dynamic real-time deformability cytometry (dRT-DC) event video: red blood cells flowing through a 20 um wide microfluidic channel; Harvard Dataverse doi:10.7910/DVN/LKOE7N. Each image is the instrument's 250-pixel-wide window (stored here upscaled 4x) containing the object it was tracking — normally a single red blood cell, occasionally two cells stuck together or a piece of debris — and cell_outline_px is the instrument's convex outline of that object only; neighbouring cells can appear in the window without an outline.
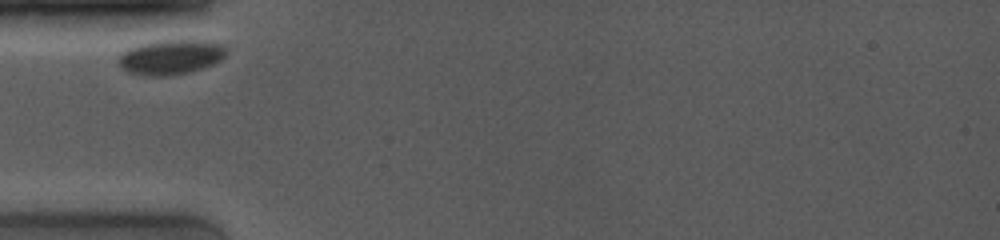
{"species": "common noctule bat (a hibernating species)", "species_latin": "Nyctalus noctula", "temperature_condition": "room temperature", "stored_images_in_passage": 9, "camera_frame_rate_fps": 4000, "um_per_image_px": 0.085, "animal": {"sex": "female", "body_mass_g": 19.0, "forearm_length_mm": 53.3}, "frame": {"image": 1, "passage_image": 1, "time_ms": 0.0, "image_size_px": [1000, 240], "cell_outline_px": [[224, 56], [220, 60], [212, 64], [188, 72], [168, 76], [144, 76], [128, 72], [116, 60], [120, 52], [128, 48], [140, 44], [160, 40], [200, 40], [220, 44], [224, 48]], "centroid_in_image_um": [14.43, 4.85], "position_along_channel_um": 70.6, "area_um2": 21.68}}